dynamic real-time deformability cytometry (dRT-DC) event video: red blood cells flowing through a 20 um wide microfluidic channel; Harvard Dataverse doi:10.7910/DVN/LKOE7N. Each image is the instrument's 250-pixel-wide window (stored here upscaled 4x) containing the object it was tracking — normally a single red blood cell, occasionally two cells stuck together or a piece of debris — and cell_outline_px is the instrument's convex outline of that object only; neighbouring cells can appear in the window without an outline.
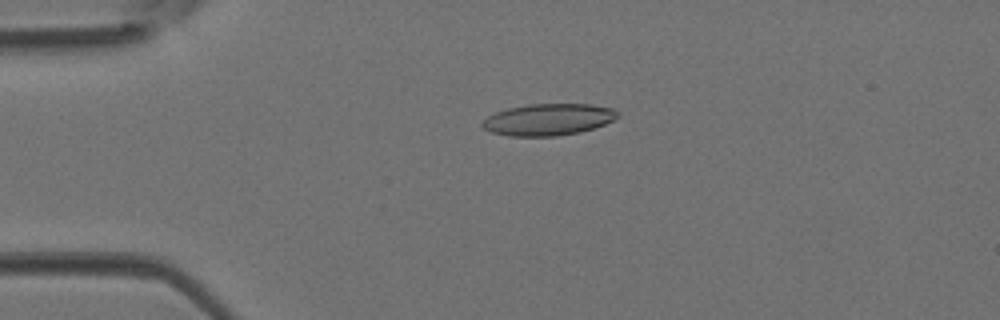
{"species": "Egyptian fruit bat (a non-hibernating species)", "species_latin": "Rousettus aegyptiacus", "temperature_condition": "room temperature", "stored_images_in_passage": 42, "camera_frame_rate_fps": 3000, "um_per_image_px": 0.085, "animal": {"sex": "female"}, "frame": {"image": 1, "passage_image": 8, "time_ms": 2.333, "image_size_px": [1000, 320], "cell_outline_px": [[620, 116], [604, 124], [580, 132], [556, 136], [508, 136], [492, 132], [484, 128], [480, 124], [488, 116], [496, 112], [508, 108], [528, 104], [592, 104], [616, 108], [620, 112]], "centroid_in_image_um": [46.64, 10.15], "position_along_channel_um": 38.4, "area_um2": 25.09}}
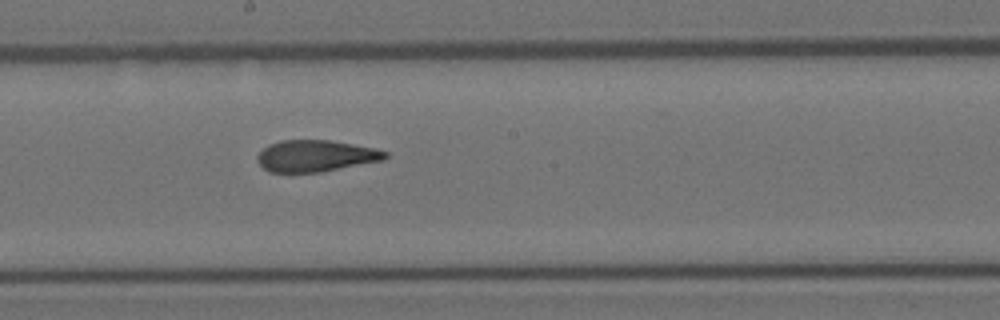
{"frame": {"image": 2, "passage_image": 22, "time_ms": 7.0, "image_size_px": [1000, 320], "cell_outline_px": [[388, 156], [384, 160], [320, 172], [268, 172], [256, 160], [256, 156], [268, 144], [280, 140], [328, 140], [376, 148], [388, 152]], "centroid_in_image_um": [26.83, 13.25], "position_along_channel_um": 221.4, "area_um2": 23.52}}
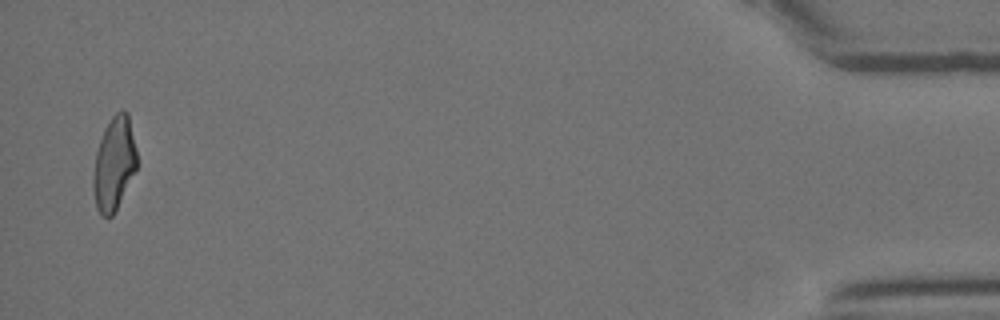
{"frame": {"image": 3, "passage_image": 41, "time_ms": 13.333, "image_size_px": [1000, 320], "cell_outline_px": [[136, 168], [112, 216], [100, 216], [96, 208], [92, 184], [92, 180], [96, 152], [100, 140], [112, 116], [116, 112], [124, 108], [128, 112], [136, 148]], "centroid_in_image_um": [9.68, 13.89], "position_along_channel_um": 425.5, "area_um2": 23.35}}